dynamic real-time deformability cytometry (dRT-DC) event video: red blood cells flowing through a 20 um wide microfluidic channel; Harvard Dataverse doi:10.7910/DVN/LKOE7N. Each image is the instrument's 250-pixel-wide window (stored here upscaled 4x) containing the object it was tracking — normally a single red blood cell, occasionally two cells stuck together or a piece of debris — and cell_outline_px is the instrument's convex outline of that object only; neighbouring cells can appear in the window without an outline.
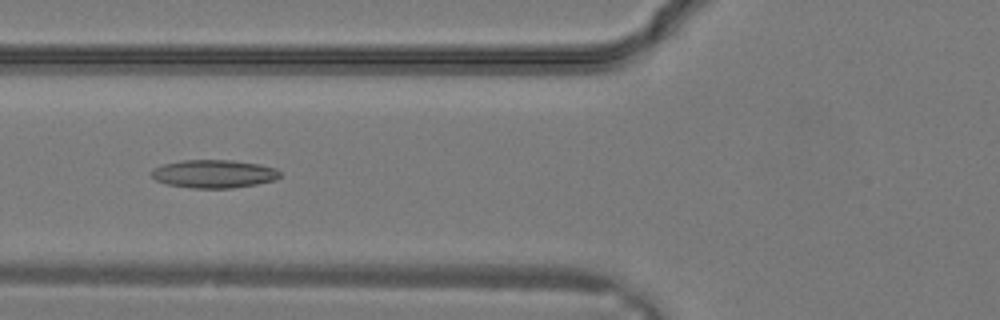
{"species": "common noctule bat (a hibernating species)", "species_latin": "Nyctalus noctula", "temperature_condition": "warm", "stored_images_in_passage": 22, "camera_frame_rate_fps": 3000, "um_per_image_px": 0.085, "animal": {"sex": "male", "body_mass_g": 19.2, "forearm_length_mm": 51.8}, "frame": {"image": 1, "passage_image": 13, "time_ms": 4.0, "image_size_px": [1000, 320], "cell_outline_px": [[280, 176], [276, 180], [256, 184], [232, 188], [192, 188], [168, 184], [156, 180], [152, 176], [152, 168], [164, 164], [184, 160], [232, 160], [260, 164], [276, 168], [280, 172]], "centroid_in_image_um": [18.21, 14.77], "position_along_channel_um": 107.6, "area_um2": 21.04}}
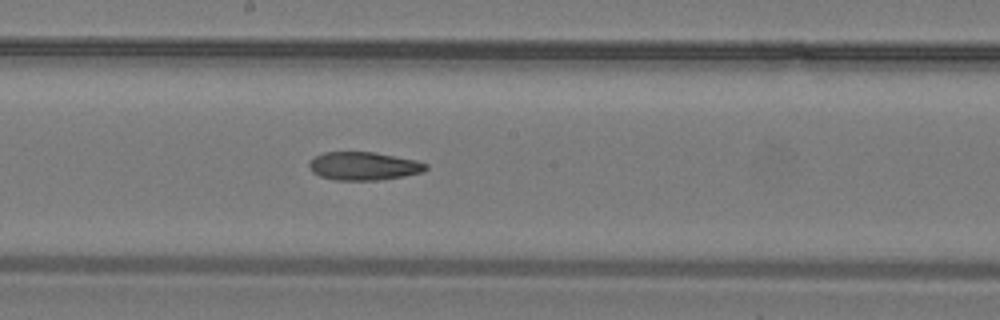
{"frame": {"image": 2, "passage_image": 18, "time_ms": 5.667, "image_size_px": [1000, 320], "cell_outline_px": [[428, 168], [424, 172], [404, 176], [380, 180], [336, 180], [320, 176], [312, 172], [308, 164], [316, 156], [324, 152], [376, 152], [416, 160], [428, 164]], "centroid_in_image_um": [30.95, 14.11], "position_along_channel_um": 217.2, "area_um2": 19.25}}
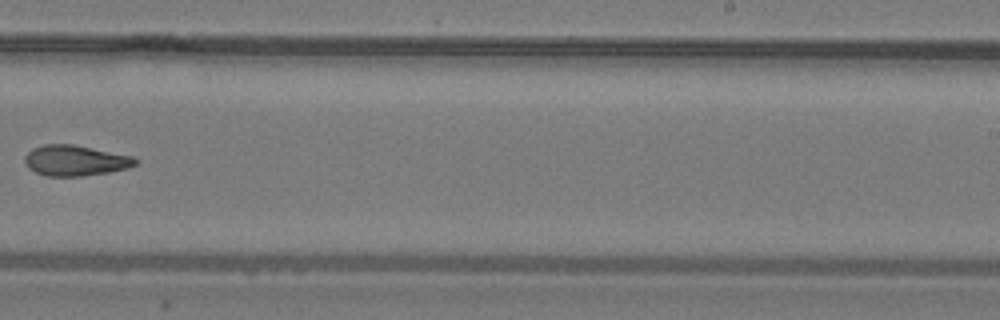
{"frame": {"image": 3, "passage_image": 21, "time_ms": 6.667, "image_size_px": [1000, 320], "cell_outline_px": [[136, 164], [128, 168], [108, 172], [84, 176], [48, 176], [36, 172], [28, 168], [24, 160], [24, 156], [32, 148], [44, 144], [72, 144], [132, 156], [136, 160]], "centroid_in_image_um": [6.36, 13.64], "position_along_channel_um": 282.6, "area_um2": 19.59}}